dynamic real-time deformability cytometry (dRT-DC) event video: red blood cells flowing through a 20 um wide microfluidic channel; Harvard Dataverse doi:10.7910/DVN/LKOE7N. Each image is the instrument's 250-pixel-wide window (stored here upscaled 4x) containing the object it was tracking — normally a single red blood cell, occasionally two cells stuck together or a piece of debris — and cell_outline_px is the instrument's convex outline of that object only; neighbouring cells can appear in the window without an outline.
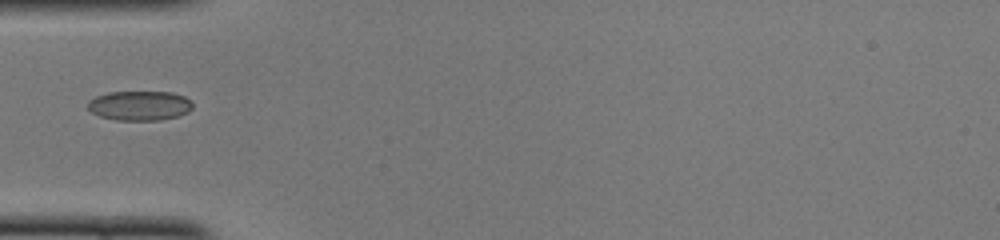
{"species": "common noctule bat (a hibernating species)", "species_latin": "Nyctalus noctula", "temperature_condition": "cold", "stored_images_in_passage": 35, "camera_frame_rate_fps": 3000, "um_per_image_px": 0.085, "animal": {"sex": "female", "body_mass_g": 22.0, "forearm_length_mm": 56.7}, "frame": {"image": 1, "passage_image": 1, "time_ms": 0.0, "image_size_px": [1000, 240], "cell_outline_px": [[192, 108], [188, 112], [176, 116], [160, 120], [116, 120], [100, 116], [92, 112], [88, 108], [88, 100], [96, 96], [108, 92], [172, 92], [184, 96], [192, 100]], "centroid_in_image_um": [11.87, 8.97], "position_along_channel_um": 73.1, "area_um2": 18.09}}
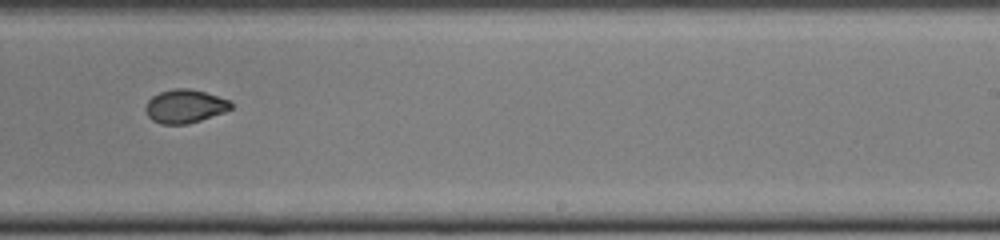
{"frame": {"image": 2, "passage_image": 16, "time_ms": 5.0, "image_size_px": [1000, 240], "cell_outline_px": [[232, 108], [224, 112], [188, 124], [160, 124], [152, 120], [148, 116], [144, 108], [148, 100], [152, 96], [160, 92], [172, 88], [188, 88], [204, 92], [232, 100]], "centroid_in_image_um": [15.71, 9.03], "position_along_channel_um": 273.3, "area_um2": 16.76}}
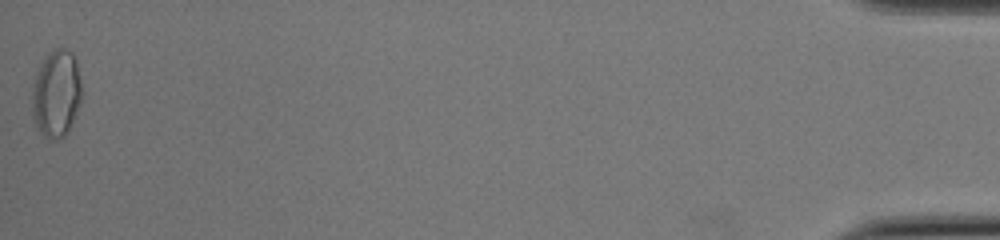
{"frame": {"image": 3, "passage_image": 35, "time_ms": 11.333, "image_size_px": [1000, 240], "cell_outline_px": [[84, 92], [76, 116], [68, 132], [60, 140], [48, 140], [40, 132], [32, 116], [32, 84], [36, 72], [40, 64], [48, 52], [56, 48], [64, 48], [72, 52], [76, 60]], "centroid_in_image_um": [4.81, 7.97], "position_along_channel_um": 430.4, "area_um2": 26.07}}